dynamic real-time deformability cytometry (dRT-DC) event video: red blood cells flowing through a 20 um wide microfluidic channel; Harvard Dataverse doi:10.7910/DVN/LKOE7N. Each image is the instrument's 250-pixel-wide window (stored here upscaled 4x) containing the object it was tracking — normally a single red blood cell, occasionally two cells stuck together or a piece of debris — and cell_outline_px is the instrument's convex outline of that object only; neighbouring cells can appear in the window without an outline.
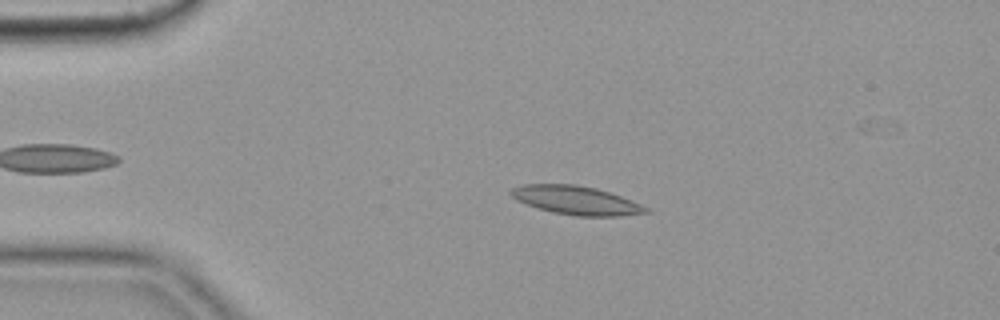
{"species": "common noctule bat (a hibernating species)", "species_latin": "Nyctalus noctula", "temperature_condition": "cold", "stored_images_in_passage": 56, "camera_frame_rate_fps": 3000, "um_per_image_px": 0.085, "animal": {"sex": "female", "body_mass_g": 19.9}, "frame": {"image": 1, "passage_image": 11, "time_ms": 3.333, "image_size_px": [1000, 320], "cell_outline_px": [[652, 212], [620, 216], [576, 216], [552, 212], [516, 200], [508, 192], [512, 188], [524, 184], [576, 184], [596, 188], [632, 200], [648, 208]], "centroid_in_image_um": [48.98, 17.02], "position_along_channel_um": 36.0, "area_um2": 22.43}}
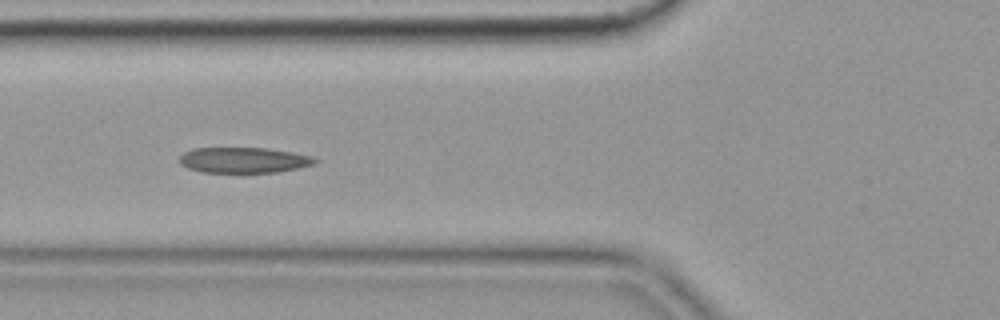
{"frame": {"image": 2, "passage_image": 20, "time_ms": 6.333, "image_size_px": [1000, 320], "cell_outline_px": [[320, 160], [316, 164], [276, 172], [204, 172], [188, 168], [180, 164], [180, 156], [184, 152], [192, 148], [268, 148], [292, 152], [312, 156]], "centroid_in_image_um": [20.74, 13.6], "position_along_channel_um": 105.1, "area_um2": 20.17}}
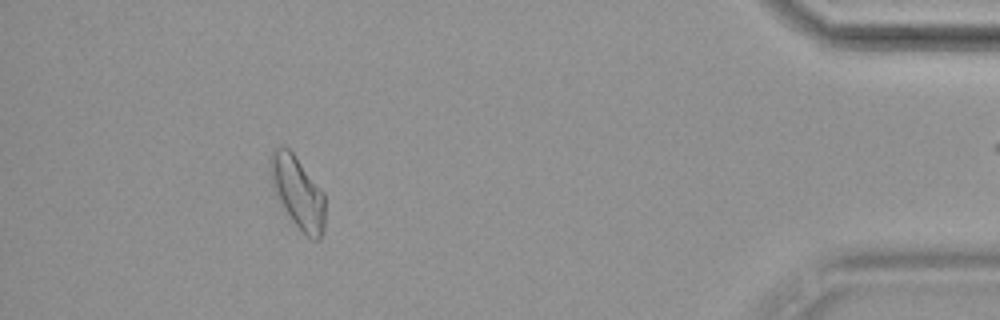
{"frame": {"image": 3, "passage_image": 50, "time_ms": 16.333, "image_size_px": [1000, 320], "cell_outline_px": [[324, 232], [320, 240], [312, 240], [292, 220], [276, 196], [272, 188], [268, 172], [268, 164], [272, 152], [276, 148], [288, 148], [296, 156], [324, 192]], "centroid_in_image_um": [25.29, 16.34], "position_along_channel_um": 409.9, "area_um2": 23.0}, "authors_computed_cell_mechanics": {"area_um2": 21.2126, "velocity_mm_per_s": 3.588, "shape_relaxation_time_tau1_ms": 5.7381, "shape_relaxation_time_tau2_ms": 3.5646, "deformation_change_tau1": 0.1472, "deformation_change_tau2": 0.104}}